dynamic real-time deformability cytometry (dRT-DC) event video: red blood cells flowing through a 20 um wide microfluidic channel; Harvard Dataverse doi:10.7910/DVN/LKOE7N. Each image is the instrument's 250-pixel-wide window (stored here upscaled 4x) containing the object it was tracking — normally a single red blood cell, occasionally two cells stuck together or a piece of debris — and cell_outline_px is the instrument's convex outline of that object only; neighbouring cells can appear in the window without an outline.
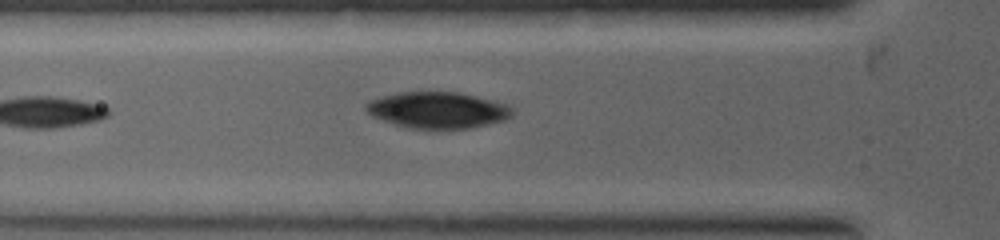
{"species": "common noctule bat (a hibernating species)", "species_latin": "Nyctalus noctula", "temperature_condition": "warm", "stored_images_in_passage": 6, "camera_frame_rate_fps": 5000, "um_per_image_px": 0.085, "animal": {"sex": "female", "body_mass_g": 19.0, "forearm_length_mm": 53.3}, "frame": {"image": 1, "passage_image": 6, "time_ms": 1.2, "image_size_px": [1000, 240], "cell_outline_px": [[512, 116], [504, 120], [488, 124], [468, 128], [412, 128], [396, 124], [372, 116], [364, 108], [364, 104], [380, 96], [400, 92], [460, 92], [508, 104], [512, 108]], "centroid_in_image_um": [37.21, 9.34], "position_along_channel_um": 88.6, "area_um2": 30.69}}